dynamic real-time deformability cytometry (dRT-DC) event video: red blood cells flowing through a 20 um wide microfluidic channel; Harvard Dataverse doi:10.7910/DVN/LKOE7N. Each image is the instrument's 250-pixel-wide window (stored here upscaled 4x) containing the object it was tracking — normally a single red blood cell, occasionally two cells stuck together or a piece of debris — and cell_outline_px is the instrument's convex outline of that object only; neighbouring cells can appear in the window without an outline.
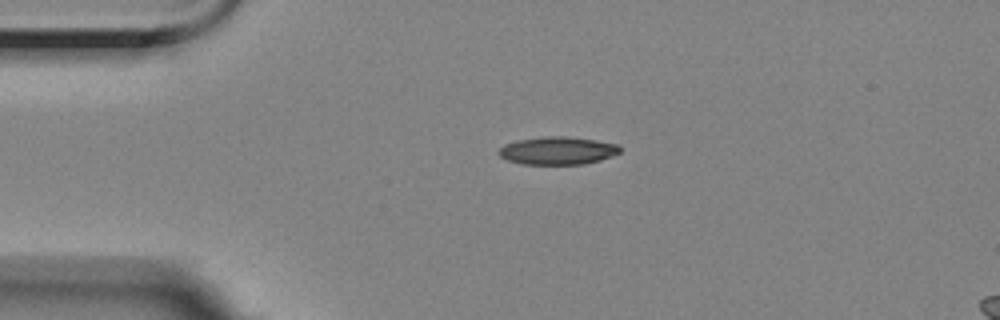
{"species": "Egyptian fruit bat (a non-hibernating species)", "species_latin": "Rousettus aegyptiacus", "temperature_condition": "room temperature", "stored_images_in_passage": 45, "camera_frame_rate_fps": 3000, "um_per_image_px": 0.085, "animal": {"sex": "female"}, "frame": {"image": 1, "passage_image": 1, "time_ms": 0.0, "image_size_px": [1000, 320], "cell_outline_px": [[620, 152], [612, 156], [600, 160], [584, 164], [524, 164], [508, 160], [500, 156], [496, 152], [504, 144], [520, 140], [548, 136], [568, 136], [596, 140], [616, 144], [620, 148]], "centroid_in_image_um": [47.4, 12.8], "position_along_channel_um": 37.6, "area_um2": 19.54}}
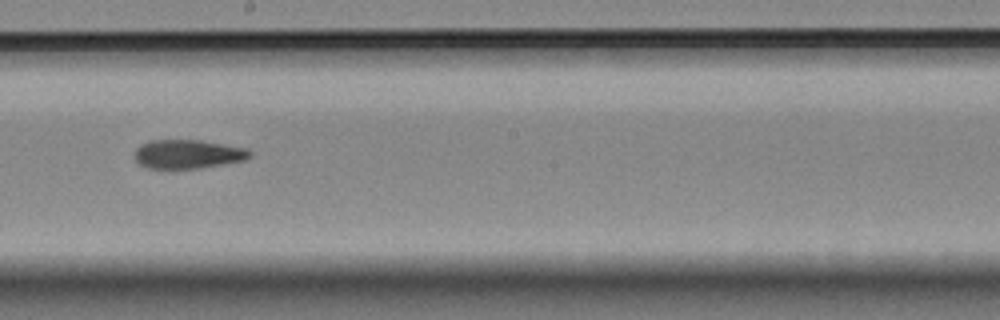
{"frame": {"image": 2, "passage_image": 20, "time_ms": 6.333, "image_size_px": [1000, 320], "cell_outline_px": [[252, 156], [244, 160], [200, 168], [148, 168], [140, 164], [136, 160], [136, 148], [140, 144], [148, 140], [200, 140], [248, 148], [252, 152]], "centroid_in_image_um": [15.99, 13.08], "position_along_channel_um": 232.2, "area_um2": 19.36}}
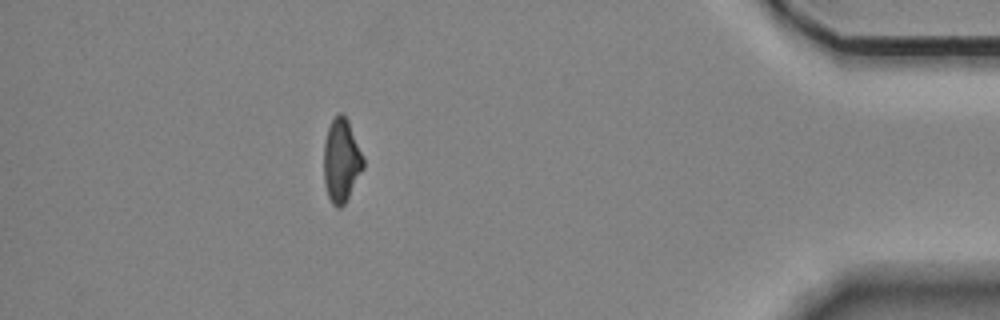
{"frame": {"image": 3, "passage_image": 39, "time_ms": 12.667, "image_size_px": [1000, 320], "cell_outline_px": [[364, 168], [344, 204], [340, 208], [336, 208], [332, 204], [328, 196], [324, 184], [324, 144], [328, 128], [336, 112], [344, 112], [348, 120], [364, 156]], "centroid_in_image_um": [29.02, 13.61], "position_along_channel_um": 406.2, "area_um2": 19.42}, "authors_computed_cell_mechanics": {"area_um2": 19.7098, "velocity_mm_per_s": 3.5191, "shape_relaxation_time_tau1_ms": 8.0268, "shape_relaxation_time_tau2_ms": 3.4334, "deformation_change_tau1": 0.1957, "deformation_change_tau2": 0.1154}}